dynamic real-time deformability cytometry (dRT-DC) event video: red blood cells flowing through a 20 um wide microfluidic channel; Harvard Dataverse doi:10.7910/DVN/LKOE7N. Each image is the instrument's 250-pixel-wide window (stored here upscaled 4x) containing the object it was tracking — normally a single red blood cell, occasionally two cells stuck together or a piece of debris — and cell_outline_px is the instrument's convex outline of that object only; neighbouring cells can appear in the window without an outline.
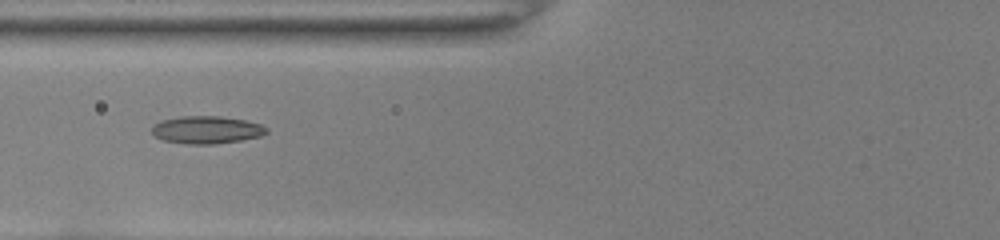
{"species": "common noctule bat (a hibernating species)", "species_latin": "Nyctalus noctula", "temperature_condition": "room temperature", "stored_images_in_passage": 40, "camera_frame_rate_fps": 3000, "um_per_image_px": 0.085, "animal": {"sex": "female", "body_mass_g": 22.0, "forearm_length_mm": 56.7}, "frame": {"image": 1, "passage_image": 11, "time_ms": 3.333, "image_size_px": [1000, 240], "cell_outline_px": [[268, 132], [260, 136], [240, 140], [216, 144], [188, 144], [164, 140], [156, 136], [152, 132], [152, 128], [160, 120], [180, 116], [220, 116], [244, 120], [260, 124], [268, 128]], "centroid_in_image_um": [17.57, 11.03], "position_along_channel_um": 108.2, "area_um2": 18.32}}
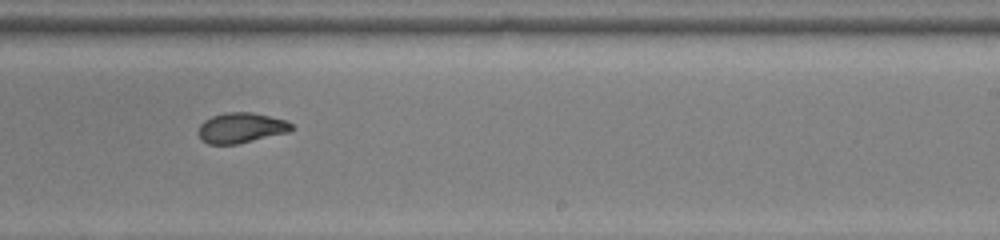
{"frame": {"image": 2, "passage_image": 23, "time_ms": 7.333, "image_size_px": [1000, 240], "cell_outline_px": [[292, 128], [288, 132], [236, 144], [208, 144], [200, 140], [196, 132], [200, 124], [204, 120], [212, 116], [224, 112], [252, 112], [288, 120], [292, 124]], "centroid_in_image_um": [20.44, 10.86], "position_along_channel_um": 268.6, "area_um2": 16.59}}
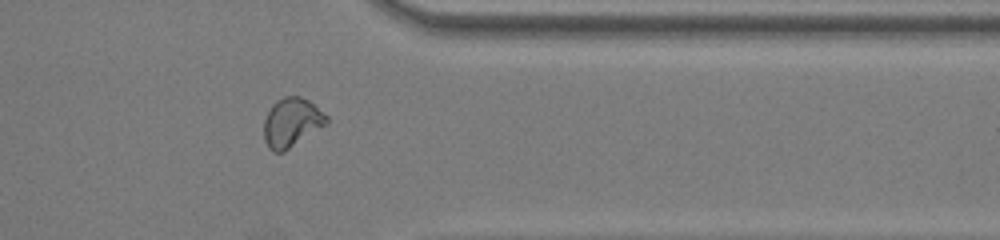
{"frame": {"image": 3, "passage_image": 32, "time_ms": 10.333, "image_size_px": [1000, 240], "cell_outline_px": [[328, 124], [284, 152], [272, 152], [268, 148], [264, 140], [264, 120], [272, 104], [276, 100], [284, 96], [300, 96], [308, 100], [328, 116]], "centroid_in_image_um": [24.79, 10.42], "position_along_channel_um": 386.6, "area_um2": 18.09}, "authors_computed_cell_mechanics": {"area_um2": 17.2244, "velocity_mm_per_s": 4.01, "shape_relaxation_time_tau1_ms": 8.4082, "shape_relaxation_time_tau2_ms": 1.1618, "deformation_change_tau1": 0.2096, "deformation_change_tau2": 0.0543}}